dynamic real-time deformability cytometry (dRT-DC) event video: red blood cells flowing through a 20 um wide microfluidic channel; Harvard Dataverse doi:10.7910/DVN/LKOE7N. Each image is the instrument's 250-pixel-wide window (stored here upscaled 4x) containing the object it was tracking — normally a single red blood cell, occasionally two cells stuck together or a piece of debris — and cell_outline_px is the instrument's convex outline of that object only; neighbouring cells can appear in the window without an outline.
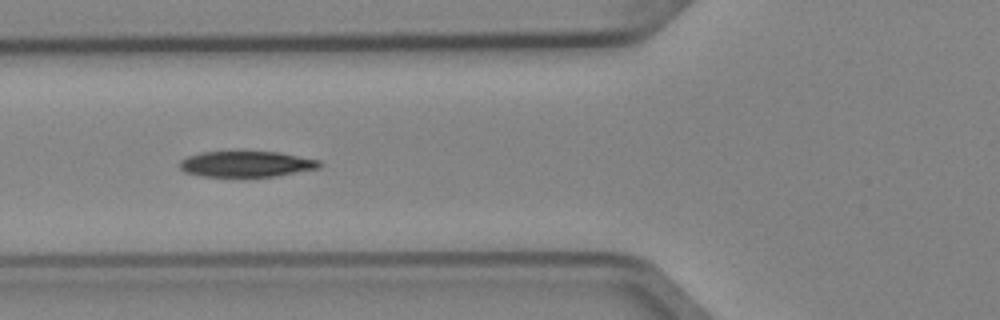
{"species": "Egyptian fruit bat (a non-hibernating species)", "species_latin": "Rousettus aegyptiacus", "temperature_condition": "cold", "stored_images_in_passage": 6, "camera_frame_rate_fps": 3000, "um_per_image_px": 0.085, "animal": {"sex": "female"}, "frame": {"image": 1, "passage_image": 4, "time_ms": 1.0, "image_size_px": [1000, 320], "cell_outline_px": [[320, 168], [276, 176], [204, 176], [184, 172], [180, 168], [180, 160], [188, 156], [204, 152], [240, 148], [280, 152], [320, 160]], "centroid_in_image_um": [20.94, 13.88], "position_along_channel_um": 104.9, "area_um2": 21.91}}